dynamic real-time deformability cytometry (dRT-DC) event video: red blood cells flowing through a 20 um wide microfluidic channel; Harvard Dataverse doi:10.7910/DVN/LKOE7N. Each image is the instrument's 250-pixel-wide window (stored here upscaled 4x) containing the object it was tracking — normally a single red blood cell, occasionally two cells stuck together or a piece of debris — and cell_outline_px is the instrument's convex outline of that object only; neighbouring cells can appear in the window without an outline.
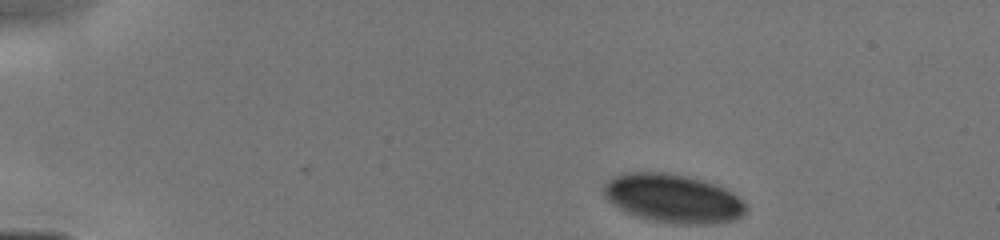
{"species": "human", "species_latin": "Homo sapiens", "temperature_condition": "cold", "stored_images_in_passage": 26, "camera_frame_rate_fps": 3000, "um_per_image_px": 0.085, "donor": {"sex": "male"}, "frame": {"image": 1, "passage_image": 1, "time_ms": 0.0, "image_size_px": [1000, 240], "cell_outline_px": [[748, 208], [740, 216], [732, 220], [712, 224], [680, 224], [652, 220], [636, 216], [624, 212], [612, 204], [604, 196], [604, 184], [612, 176], [624, 172], [668, 172], [688, 176], [704, 180], [716, 184], [732, 192]], "centroid_in_image_um": [57.16, 16.85], "position_along_channel_um": 27.8, "area_um2": 40.46}}
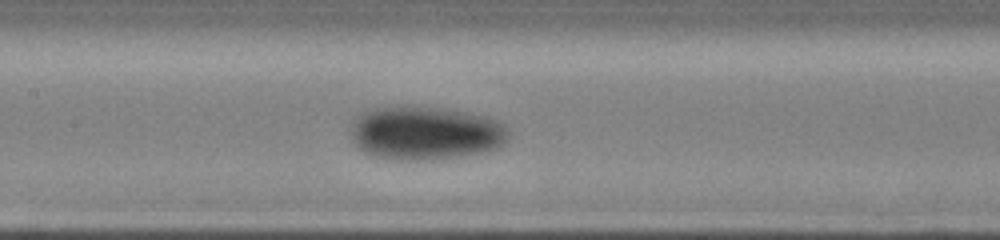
{"frame": {"image": 2, "passage_image": 15, "time_ms": 5.333, "image_size_px": [1000, 240], "cell_outline_px": [[508, 140], [496, 148], [488, 152], [456, 156], [420, 160], [396, 160], [372, 156], [364, 152], [352, 140], [348, 132], [348, 128], [352, 120], [356, 116], [364, 112], [376, 108], [404, 104], [440, 108], [464, 112], [484, 116], [500, 120], [508, 128]], "centroid_in_image_um": [36.11, 11.29], "position_along_channel_um": 171.3, "area_um2": 50.0}}
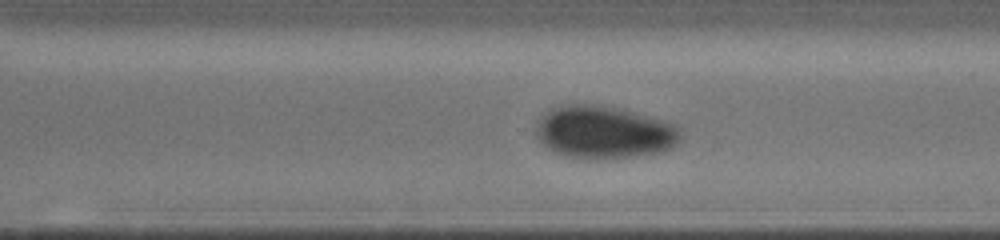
{"frame": {"image": 3, "passage_image": 26, "time_ms": 8.667, "image_size_px": [1000, 240], "cell_outline_px": [[680, 140], [672, 148], [660, 152], [628, 156], [568, 156], [552, 152], [536, 136], [536, 128], [540, 120], [552, 108], [572, 104], [588, 104], [624, 108], [664, 120], [680, 128]], "centroid_in_image_um": [51.38, 11.19], "position_along_channel_um": 319.2, "area_um2": 43.35}}